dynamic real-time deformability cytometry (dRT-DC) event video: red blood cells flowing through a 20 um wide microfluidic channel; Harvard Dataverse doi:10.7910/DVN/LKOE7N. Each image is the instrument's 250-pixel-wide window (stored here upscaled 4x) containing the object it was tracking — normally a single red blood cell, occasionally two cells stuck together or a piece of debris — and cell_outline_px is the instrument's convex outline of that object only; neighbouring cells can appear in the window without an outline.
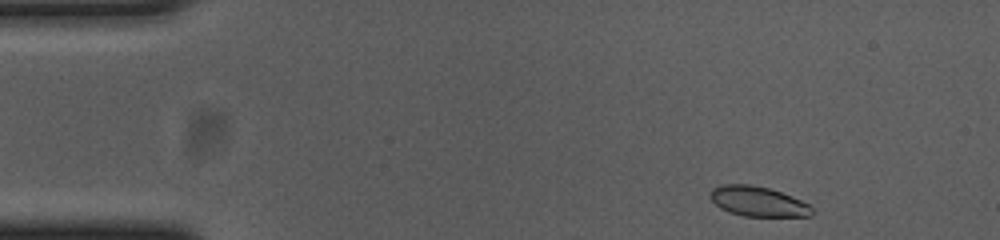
{"species": "common noctule bat (a hibernating species)", "species_latin": "Nyctalus noctula", "temperature_condition": "cold", "stored_images_in_passage": 50, "camera_frame_rate_fps": 3000, "um_per_image_px": 0.085, "animal": {"sex": "female", "body_mass_g": 23.0, "forearm_length_mm": 53.4}, "frame": {"image": 1, "passage_image": 1, "time_ms": 0.0, "image_size_px": [1000, 240], "cell_outline_px": [[812, 216], [744, 216], [728, 212], [720, 208], [708, 196], [712, 188], [724, 184], [752, 184], [768, 188], [792, 196], [812, 204]], "centroid_in_image_um": [64.43, 17.12], "position_along_channel_um": 20.6, "area_um2": 17.92}}
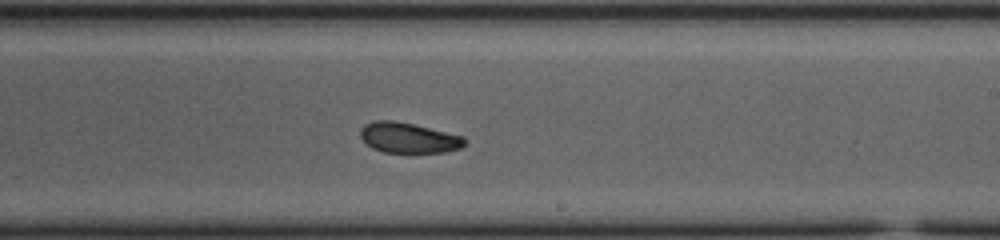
{"frame": {"image": 2, "passage_image": 27, "time_ms": 8.667, "image_size_px": [1000, 240], "cell_outline_px": [[468, 140], [460, 148], [444, 152], [384, 152], [372, 148], [360, 136], [360, 128], [364, 124], [372, 120], [392, 120], [412, 124], [464, 136]], "centroid_in_image_um": [34.71, 11.7], "position_along_channel_um": 254.3, "area_um2": 18.38}}
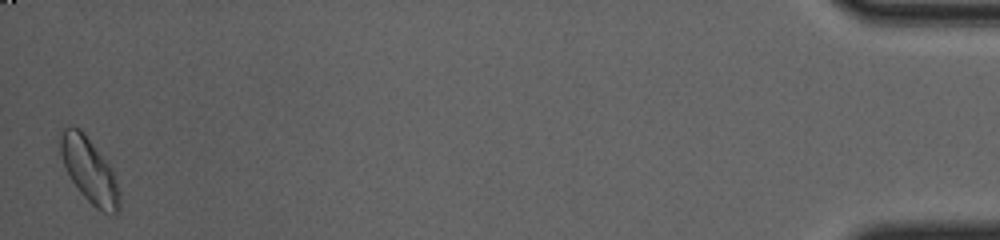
{"frame": {"image": 3, "passage_image": 49, "time_ms": 16.0, "image_size_px": [1000, 240], "cell_outline_px": [[120, 208], [116, 216], [104, 212], [96, 208], [80, 192], [72, 180], [64, 164], [60, 152], [60, 136], [64, 128], [72, 124], [80, 128], [84, 132], [112, 168], [120, 192]], "centroid_in_image_um": [7.62, 14.48], "position_along_channel_um": 427.6, "area_um2": 22.31}, "authors_computed_cell_mechanics": {"area_um2": 19.1896, "velocity_mm_per_s": 3.6696, "shape_relaxation_time_tau1_ms": null, "shape_relaxation_time_tau2_ms": 2.9794, "deformation_change_tau1": null, "deformation_change_tau2": 0.0716}}